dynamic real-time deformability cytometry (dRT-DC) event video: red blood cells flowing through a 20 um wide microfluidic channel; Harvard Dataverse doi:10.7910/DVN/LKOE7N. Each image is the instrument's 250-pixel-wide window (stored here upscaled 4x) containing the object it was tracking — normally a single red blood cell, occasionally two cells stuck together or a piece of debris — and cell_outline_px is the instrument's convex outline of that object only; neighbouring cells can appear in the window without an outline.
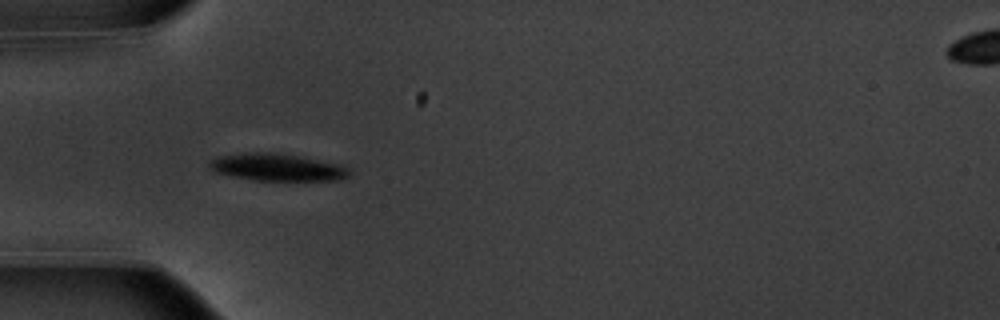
{"species": "common noctule bat (a hibernating species)", "species_latin": "Nyctalus noctula", "temperature_condition": "warm", "stored_images_in_passage": 18, "camera_frame_rate_fps": 3000, "um_per_image_px": 0.085, "animal": {"sex": "male", "body_mass_g": 20.1, "forearm_length_mm": 53.5}, "frame": {"image": 1, "passage_image": 6, "time_ms": 1.667, "image_size_px": [1000, 320], "cell_outline_px": [[352, 172], [348, 176], [340, 180], [252, 180], [216, 172], [208, 164], [212, 160], [220, 156], [244, 152], [272, 152], [296, 156], [340, 164], [348, 168]], "centroid_in_image_um": [23.59, 14.22], "position_along_channel_um": 61.4, "area_um2": 21.91}}